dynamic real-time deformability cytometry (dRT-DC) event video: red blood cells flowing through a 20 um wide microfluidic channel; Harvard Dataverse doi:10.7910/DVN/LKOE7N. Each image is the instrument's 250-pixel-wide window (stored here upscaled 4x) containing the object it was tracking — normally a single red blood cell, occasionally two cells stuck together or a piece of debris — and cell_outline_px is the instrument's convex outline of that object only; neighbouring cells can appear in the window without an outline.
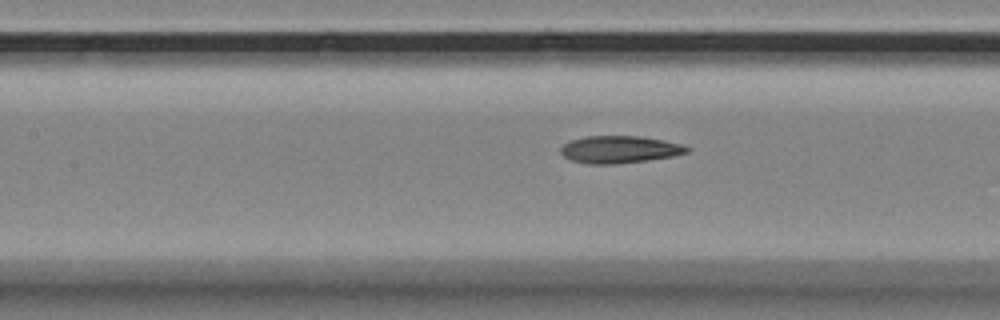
{"species": "Egyptian fruit bat (a non-hibernating species)", "species_latin": "Rousettus aegyptiacus", "temperature_condition": "room temperature", "stored_images_in_passage": 58, "camera_frame_rate_fps": 3000, "um_per_image_px": 0.085, "animal": {"sex": "female"}, "frame": {"image": 1, "passage_image": 26, "time_ms": 8.333, "image_size_px": [1000, 320], "cell_outline_px": [[692, 148], [688, 152], [672, 156], [648, 160], [616, 164], [588, 164], [572, 160], [564, 156], [560, 152], [560, 148], [564, 144], [572, 140], [588, 136], [640, 136], [664, 140], [680, 144]], "centroid_in_image_um": [52.67, 12.7], "position_along_channel_um": 154.7, "area_um2": 20.0}}
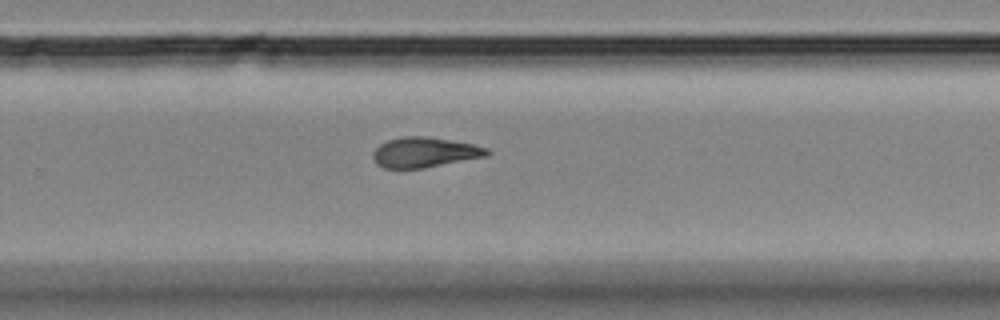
{"frame": {"image": 2, "passage_image": 38, "time_ms": 12.333, "image_size_px": [1000, 320], "cell_outline_px": [[492, 152], [488, 156], [424, 168], [384, 168], [376, 164], [372, 156], [372, 152], [380, 144], [388, 140], [404, 136], [424, 136], [472, 144], [488, 148]], "centroid_in_image_um": [36.09, 12.95], "position_along_channel_um": 293.7, "area_um2": 20.0}}
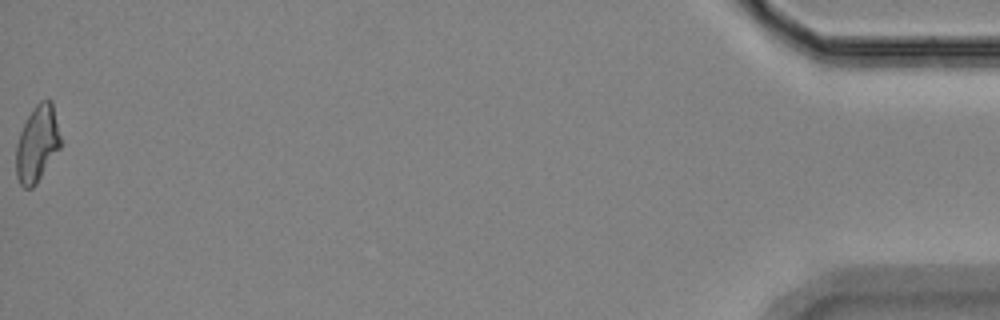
{"frame": {"image": 3, "passage_image": 58, "time_ms": 19.0, "image_size_px": [1000, 320], "cell_outline_px": [[60, 148], [36, 184], [32, 188], [24, 188], [20, 184], [16, 176], [16, 144], [20, 132], [32, 108], [40, 100], [52, 100], [60, 136]], "centroid_in_image_um": [3.15, 12.22], "position_along_channel_um": 432.1, "area_um2": 19.71}, "authors_computed_cell_mechanics": {"area_um2": 20.0277, "velocity_mm_per_s": 3.489, "shape_relaxation_time_tau1_ms": 5.5861, "shape_relaxation_time_tau2_ms": 5.1346, "deformation_change_tau1": 0.1681, "deformation_change_tau2": 0.1334}}